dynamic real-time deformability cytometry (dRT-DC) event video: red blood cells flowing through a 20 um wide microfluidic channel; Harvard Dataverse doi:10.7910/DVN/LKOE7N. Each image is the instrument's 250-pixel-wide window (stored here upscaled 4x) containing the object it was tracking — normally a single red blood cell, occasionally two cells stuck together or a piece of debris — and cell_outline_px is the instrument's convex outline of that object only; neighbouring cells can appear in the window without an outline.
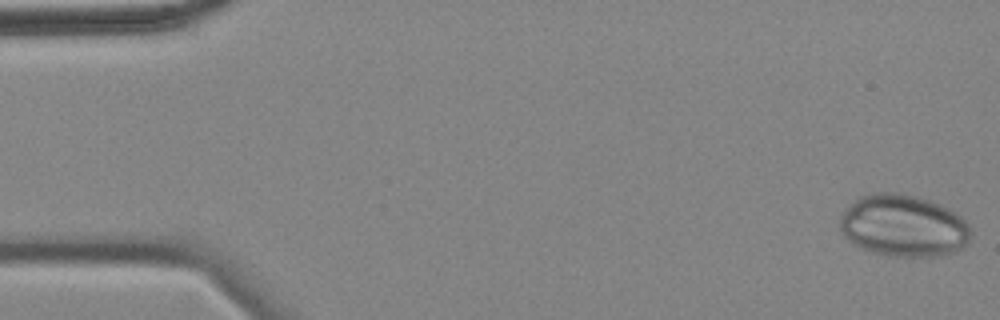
{"species": "common noctule bat (a hibernating species)", "species_latin": "Nyctalus noctula", "temperature_condition": "cold", "stored_images_in_passage": 50, "camera_frame_rate_fps": 3000, "um_per_image_px": 0.085, "animal": {"sex": "female", "body_mass_g": 18.4}, "frame": {"image": 1, "passage_image": 1, "time_ms": 0.0, "image_size_px": [1000, 320], "cell_outline_px": [[972, 236], [968, 244], [964, 248], [956, 252], [944, 256], [888, 256], [868, 252], [860, 248], [848, 240], [840, 232], [840, 216], [848, 204], [860, 196], [872, 192], [900, 192], [916, 196], [940, 204], [956, 212], [972, 228]], "centroid_in_image_um": [76.8, 19.2], "position_along_channel_um": 8.2, "area_um2": 48.32}}
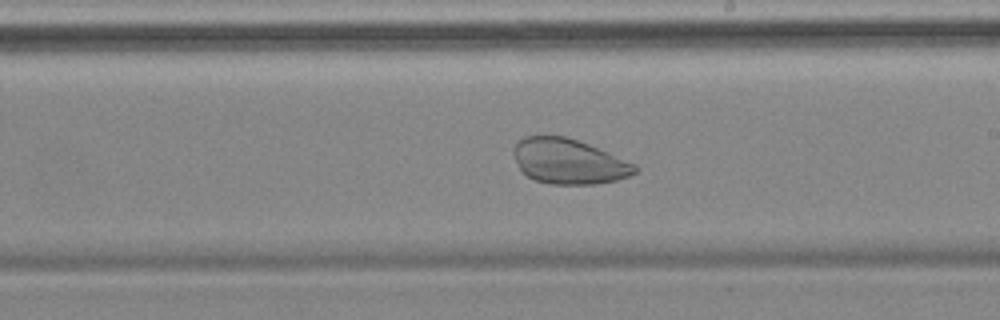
{"frame": {"image": 2, "passage_image": 32, "time_ms": 10.333, "image_size_px": [1000, 320], "cell_outline_px": [[640, 168], [636, 172], [628, 176], [616, 180], [596, 184], [548, 184], [536, 180], [520, 172], [512, 152], [516, 144], [524, 136], [564, 136], [588, 144], [636, 164]], "centroid_in_image_um": [48.33, 13.73], "position_along_channel_um": 240.7, "area_um2": 31.85}}
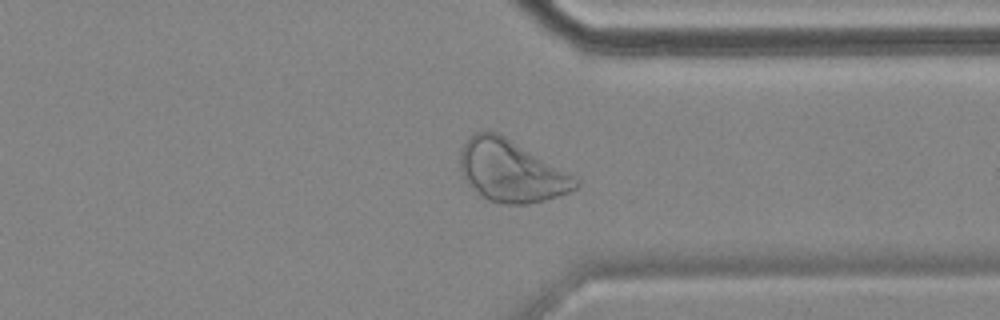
{"frame": {"image": 3, "passage_image": 43, "time_ms": 14.0, "image_size_px": [1000, 320], "cell_outline_px": [[580, 184], [576, 188], [560, 196], [528, 204], [508, 204], [488, 200], [468, 184], [460, 168], [460, 152], [464, 144], [476, 132], [500, 132], [568, 172], [580, 180]], "centroid_in_image_um": [43.48, 14.53], "position_along_channel_um": 367.9, "area_um2": 41.33}}